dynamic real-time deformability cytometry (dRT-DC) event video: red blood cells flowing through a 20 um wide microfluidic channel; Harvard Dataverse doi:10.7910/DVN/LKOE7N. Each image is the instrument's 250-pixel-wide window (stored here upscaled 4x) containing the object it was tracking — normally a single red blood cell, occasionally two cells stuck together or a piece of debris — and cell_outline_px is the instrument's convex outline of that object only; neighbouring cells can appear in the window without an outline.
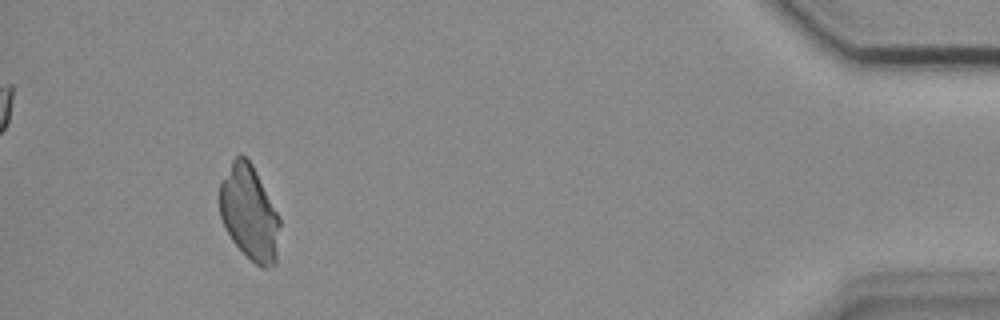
{"species": "common noctule bat (a hibernating species)", "species_latin": "Nyctalus noctula", "temperature_condition": "cold", "stored_images_in_passage": 52, "camera_frame_rate_fps": 3000, "um_per_image_px": 0.085, "animal": {"sex": "female", "body_mass_g": 18.4}, "frame": {"image": 1, "passage_image": 48, "time_ms": 15.667, "image_size_px": [1000, 320], "cell_outline_px": [[280, 224], [276, 264], [264, 268], [260, 268], [232, 240], [224, 228], [220, 216], [220, 180], [232, 160], [240, 152], [252, 164], [280, 220]], "centroid_in_image_um": [21.17, 18.09], "position_along_channel_um": 414.0, "area_um2": 32.89}}